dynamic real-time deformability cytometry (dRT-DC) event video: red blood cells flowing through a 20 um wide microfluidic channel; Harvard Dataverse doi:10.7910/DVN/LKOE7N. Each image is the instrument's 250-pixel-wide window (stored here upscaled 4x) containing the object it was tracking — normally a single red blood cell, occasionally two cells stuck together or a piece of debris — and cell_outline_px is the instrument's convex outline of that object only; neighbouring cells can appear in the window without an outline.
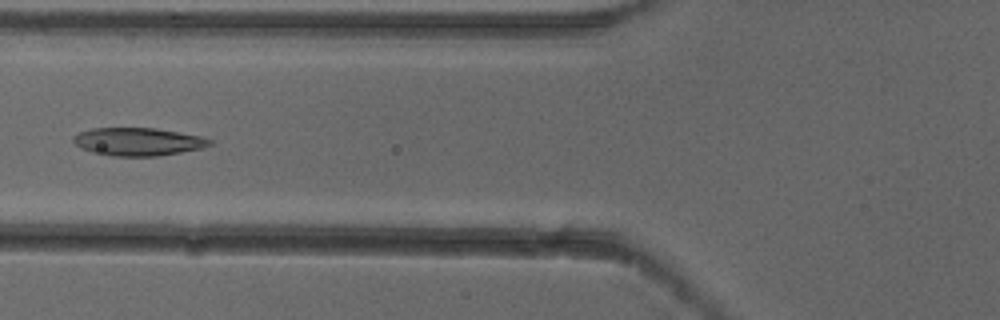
{"species": "common noctule bat (a hibernating species)", "species_latin": "Nyctalus noctula", "temperature_condition": "cold", "stored_images_in_passage": 4, "camera_frame_rate_fps": 3000, "um_per_image_px": 0.085, "animal": {"sex": "female"}, "frame": {"image": 1, "passage_image": 4, "time_ms": 1.0, "image_size_px": [1000, 320], "cell_outline_px": [[216, 144], [200, 148], [180, 152], [156, 156], [112, 156], [92, 152], [80, 148], [72, 140], [72, 136], [80, 132], [92, 128], [156, 128], [200, 136], [212, 140]], "centroid_in_image_um": [11.72, 12.04], "position_along_channel_um": 114.1, "area_um2": 22.2}}